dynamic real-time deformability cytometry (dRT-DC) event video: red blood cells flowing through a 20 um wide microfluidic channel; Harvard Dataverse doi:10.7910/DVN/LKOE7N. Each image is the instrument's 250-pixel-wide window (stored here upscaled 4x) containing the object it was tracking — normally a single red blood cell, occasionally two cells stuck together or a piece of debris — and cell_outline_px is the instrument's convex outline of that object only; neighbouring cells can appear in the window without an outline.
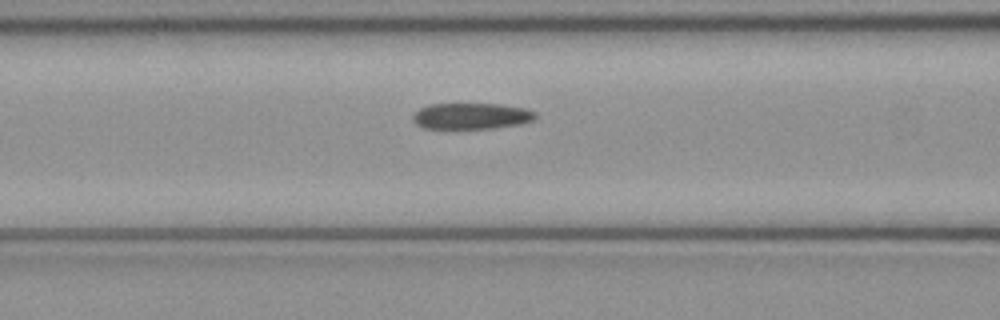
{"species": "common noctule bat (a hibernating species)", "species_latin": "Nyctalus noctula", "temperature_condition": "cold", "stored_images_in_passage": 32, "camera_frame_rate_fps": 3000, "um_per_image_px": 0.085, "animal": {"sex": "female", "body_mass_g": 21.9}, "frame": {"image": 1, "passage_image": 11, "time_ms": 3.333, "image_size_px": [1000, 320], "cell_outline_px": [[536, 116], [532, 120], [520, 124], [492, 128], [424, 128], [416, 124], [412, 120], [412, 116], [420, 108], [428, 104], [500, 104], [524, 108], [536, 112]], "centroid_in_image_um": [40.04, 9.86], "position_along_channel_um": 126.6, "area_um2": 18.55}}
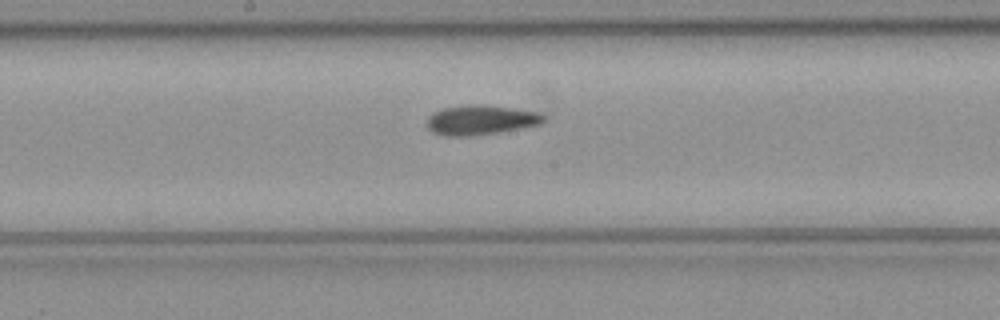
{"frame": {"image": 2, "passage_image": 17, "time_ms": 5.333, "image_size_px": [1000, 320], "cell_outline_px": [[544, 120], [540, 124], [520, 128], [472, 136], [444, 136], [432, 132], [428, 128], [428, 116], [444, 108], [468, 104], [476, 104], [512, 108], [536, 112], [544, 116]], "centroid_in_image_um": [40.82, 10.2], "position_along_channel_um": 207.4, "area_um2": 19.83}}
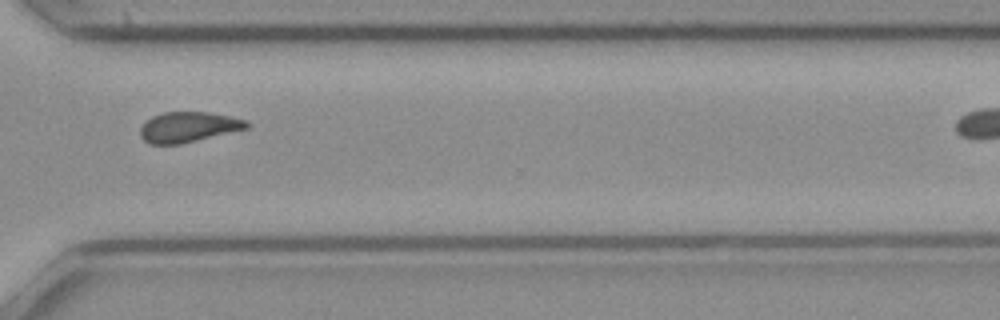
{"frame": {"image": 3, "passage_image": 28, "time_ms": 9.0, "image_size_px": [1000, 320], "cell_outline_px": [[248, 128], [180, 144], [148, 144], [140, 136], [140, 128], [152, 116], [164, 112], [208, 112], [232, 116], [248, 120]], "centroid_in_image_um": [16.01, 10.79], "position_along_channel_um": 354.6, "area_um2": 18.73}}